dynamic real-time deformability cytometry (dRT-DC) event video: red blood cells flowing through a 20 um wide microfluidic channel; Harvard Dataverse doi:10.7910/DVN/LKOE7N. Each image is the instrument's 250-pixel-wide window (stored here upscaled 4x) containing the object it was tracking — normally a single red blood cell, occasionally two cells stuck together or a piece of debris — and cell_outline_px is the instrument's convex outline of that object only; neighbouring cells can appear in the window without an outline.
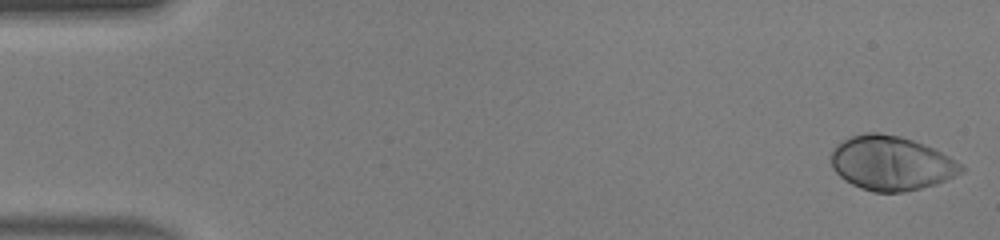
{"species": "human", "species_latin": "Homo sapiens", "temperature_condition": "warm", "stored_images_in_passage": 46, "camera_frame_rate_fps": 3000, "um_per_image_px": 0.085, "donor": {"sex": "male"}, "frame": {"image": 1, "passage_image": 1, "time_ms": 0.0, "image_size_px": [1000, 240], "cell_outline_px": [[964, 172], [936, 184], [904, 192], [872, 192], [860, 188], [844, 180], [832, 168], [832, 148], [836, 144], [852, 136], [864, 132], [880, 132], [900, 136], [924, 144], [948, 156], [960, 164], [964, 168]], "centroid_in_image_um": [75.72, 13.87], "position_along_channel_um": 9.3, "area_um2": 41.1}}
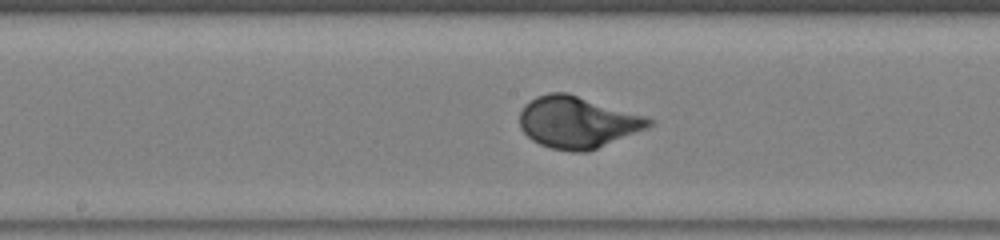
{"frame": {"image": 2, "passage_image": 24, "time_ms": 7.667, "image_size_px": [1000, 240], "cell_outline_px": [[656, 124], [648, 128], [588, 152], [572, 152], [552, 148], [540, 144], [532, 140], [520, 128], [520, 112], [524, 104], [536, 96], [548, 92], [568, 92], [648, 116], [656, 120]], "centroid_in_image_um": [49.13, 10.37], "position_along_channel_um": 199.1, "area_um2": 39.54}}
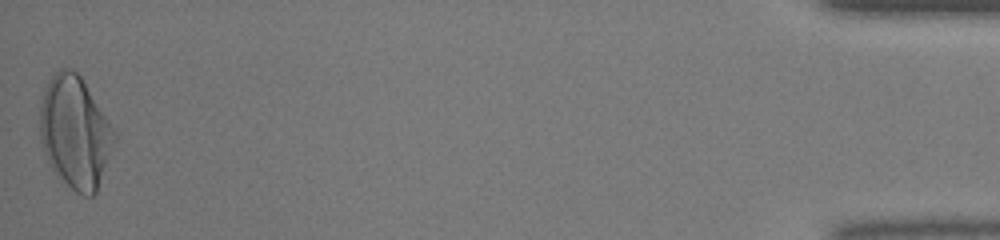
{"frame": {"image": 3, "passage_image": 46, "time_ms": 15.0, "image_size_px": [1000, 240], "cell_outline_px": [[116, 140], [96, 192], [92, 196], [84, 196], [76, 192], [52, 168], [44, 152], [40, 140], [40, 96], [52, 72], [60, 68], [72, 68], [80, 76], [116, 132]], "centroid_in_image_um": [6.36, 11.19], "position_along_channel_um": 428.8, "area_um2": 48.38}, "authors_computed_cell_mechanics": {"area_um2": 38.9572, "velocity_mm_per_s": 4.4163, "shape_relaxation_time_tau1_ms": 2.3783, "shape_relaxation_time_tau2_ms": null, "deformation_change_tau1": 0.1886, "deformation_change_tau2": null}}